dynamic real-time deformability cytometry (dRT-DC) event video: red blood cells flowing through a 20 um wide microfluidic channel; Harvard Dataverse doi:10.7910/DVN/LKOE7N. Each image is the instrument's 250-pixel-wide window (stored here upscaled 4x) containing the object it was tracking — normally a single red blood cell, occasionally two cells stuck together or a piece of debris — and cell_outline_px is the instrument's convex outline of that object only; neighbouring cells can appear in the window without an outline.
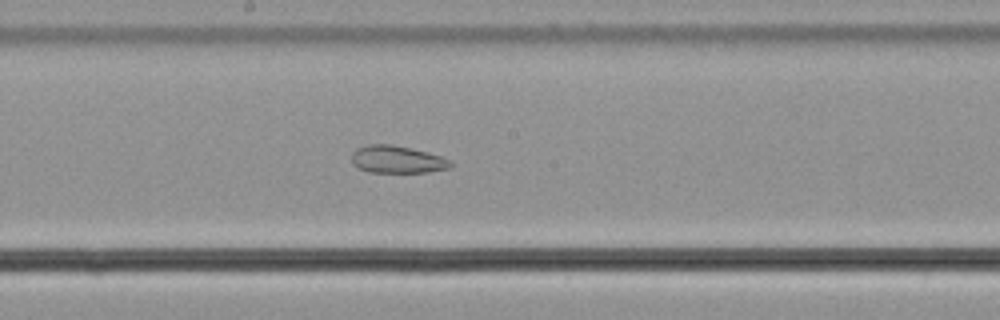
{"species": "common noctule bat (a hibernating species)", "species_latin": "Nyctalus noctula", "temperature_condition": "cold", "stored_images_in_passage": 40, "camera_frame_rate_fps": 3000, "um_per_image_px": 0.085, "animal": {"sex": "male", "body_mass_g": 21.5, "forearm_length_mm": 52.0}, "frame": {"image": 1, "passage_image": 15, "time_ms": 4.667, "image_size_px": [1000, 320], "cell_outline_px": [[452, 168], [428, 172], [368, 172], [356, 168], [352, 164], [352, 152], [356, 148], [368, 144], [392, 144], [428, 152], [452, 160]], "centroid_in_image_um": [33.75, 13.55], "position_along_channel_um": 214.5, "area_um2": 16.07}}
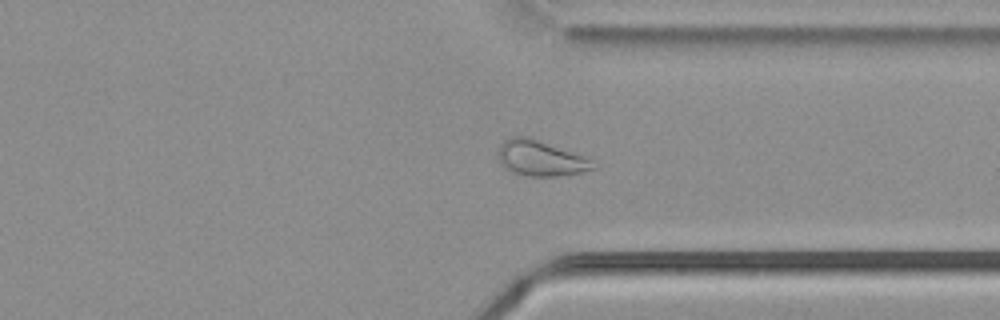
{"frame": {"image": 2, "passage_image": 27, "time_ms": 8.667, "image_size_px": [1000, 320], "cell_outline_px": [[600, 164], [596, 168], [580, 172], [556, 176], [528, 176], [512, 172], [504, 168], [496, 152], [500, 144], [508, 136], [528, 136], [584, 156]], "centroid_in_image_um": [45.93, 13.44], "position_along_channel_um": 365.5, "area_um2": 19.83}}
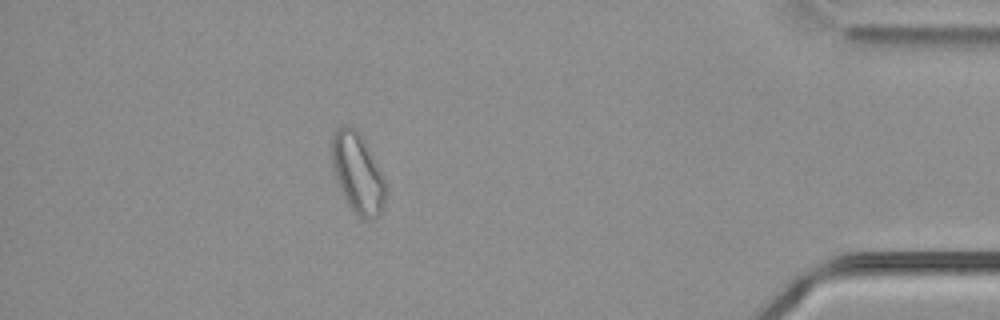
{"frame": {"image": 3, "passage_image": 34, "time_ms": 11.0, "image_size_px": [1000, 320], "cell_outline_px": [[384, 200], [380, 216], [368, 220], [364, 220], [348, 204], [340, 192], [332, 164], [332, 136], [336, 128], [344, 124], [348, 124], [356, 128], [384, 180]], "centroid_in_image_um": [30.35, 14.71], "position_along_channel_um": 404.9, "area_um2": 24.39}, "authors_computed_cell_mechanics": {"area_um2": 20.0855, "velocity_mm_per_s": 3.7546, "shape_relaxation_time_tau1_ms": null, "shape_relaxation_time_tau2_ms": 2.3619, "deformation_change_tau1": null, "deformation_change_tau2": 0.1007}}